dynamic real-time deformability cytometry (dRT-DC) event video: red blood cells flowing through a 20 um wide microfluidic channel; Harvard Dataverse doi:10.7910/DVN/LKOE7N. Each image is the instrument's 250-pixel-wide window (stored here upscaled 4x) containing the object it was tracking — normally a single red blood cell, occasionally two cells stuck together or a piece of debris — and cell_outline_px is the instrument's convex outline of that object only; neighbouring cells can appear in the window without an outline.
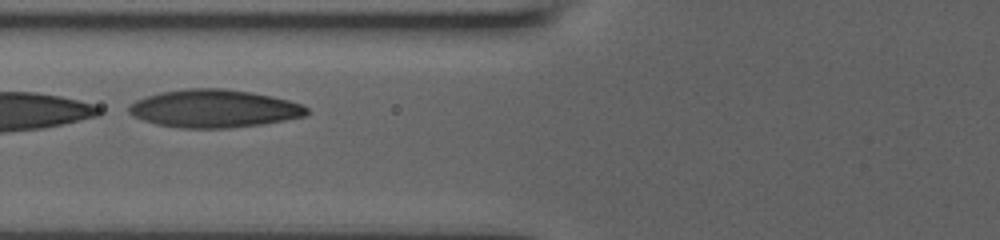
{"species": "human", "species_latin": "Homo sapiens", "temperature_condition": "room temperature", "stored_images_in_passage": 12, "camera_frame_rate_fps": 3000, "um_per_image_px": 0.085, "donor": {"sex": "male"}, "frame": {"image": 1, "passage_image": 4, "time_ms": 2.667, "image_size_px": [1000, 240], "cell_outline_px": [[308, 116], [260, 124], [228, 128], [180, 128], [156, 124], [132, 116], [128, 112], [128, 108], [136, 100], [160, 92], [188, 88], [224, 88], [252, 92], [272, 96], [288, 100], [300, 104], [308, 108]], "centroid_in_image_um": [18.2, 9.23], "position_along_channel_um": 107.6, "area_um2": 39.25}}
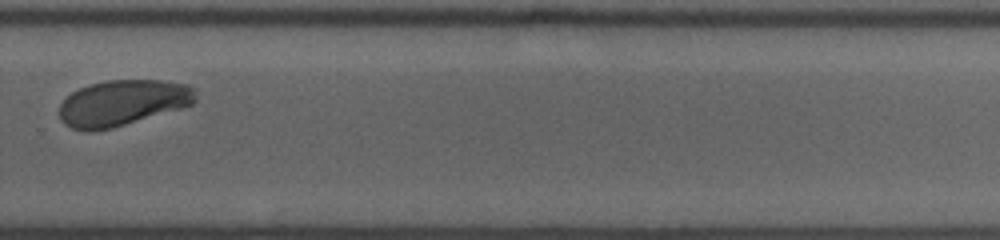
{"frame": {"image": 2, "passage_image": 10, "time_ms": 8.0, "image_size_px": [1000, 240], "cell_outline_px": [[196, 100], [192, 104], [180, 108], [112, 128], [88, 132], [72, 128], [64, 124], [60, 120], [60, 104], [72, 92], [88, 84], [108, 80], [160, 80], [188, 84], [196, 88]], "centroid_in_image_um": [10.42, 8.73], "position_along_channel_um": 319.4, "area_um2": 36.36}}